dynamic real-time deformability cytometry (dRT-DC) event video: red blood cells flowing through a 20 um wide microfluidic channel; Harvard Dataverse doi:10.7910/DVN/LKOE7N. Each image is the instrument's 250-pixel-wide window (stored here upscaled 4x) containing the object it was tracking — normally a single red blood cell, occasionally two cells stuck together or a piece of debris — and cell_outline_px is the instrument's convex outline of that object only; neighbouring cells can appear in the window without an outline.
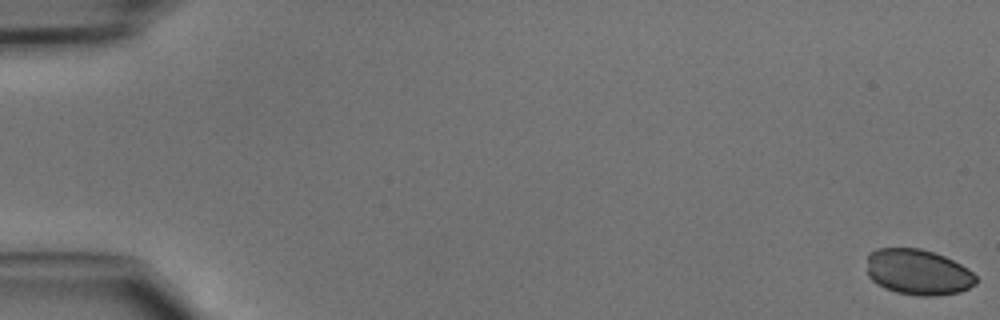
{"species": "common noctule bat (a hibernating species)", "species_latin": "Nyctalus noctula", "temperature_condition": "cold", "stored_images_in_passage": 48, "camera_frame_rate_fps": 3000, "um_per_image_px": 0.085, "animal": {"sex": "male", "body_mass_g": 15.6}, "frame": {"image": 1, "passage_image": 1, "time_ms": 0.0, "image_size_px": [1000, 320], "cell_outline_px": [[976, 284], [960, 292], [936, 296], [920, 296], [896, 292], [884, 288], [876, 284], [868, 276], [868, 256], [876, 248], [920, 248], [944, 256], [968, 268], [976, 276]], "centroid_in_image_um": [78.04, 23.14], "position_along_channel_um": 7.0, "area_um2": 29.07}}
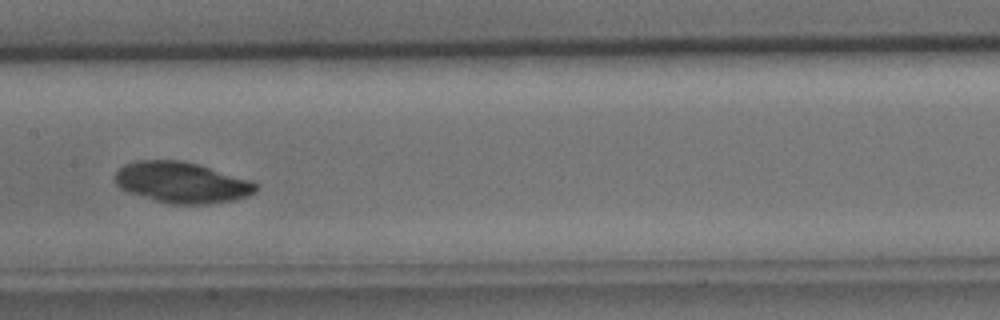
{"frame": {"image": 2, "passage_image": 25, "time_ms": 8.0, "image_size_px": [1000, 320], "cell_outline_px": [[256, 192], [248, 196], [232, 200], [208, 204], [168, 204], [128, 192], [120, 188], [116, 184], [116, 172], [124, 164], [136, 160], [180, 160], [196, 164], [252, 180], [256, 184]], "centroid_in_image_um": [15.44, 15.51], "position_along_channel_um": 192.0, "area_um2": 33.47}}
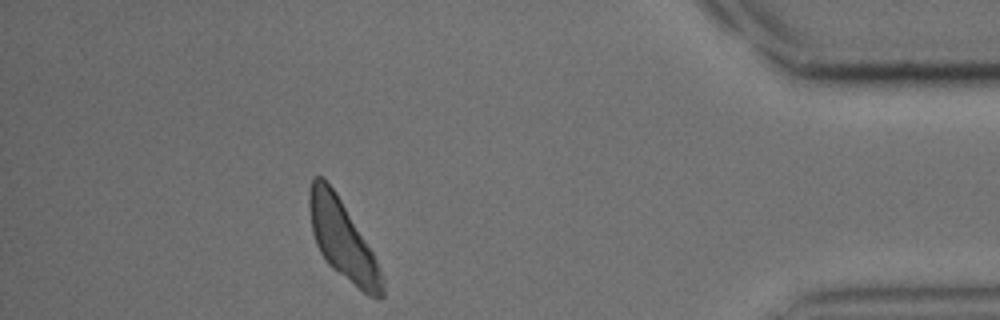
{"frame": {"image": 3, "passage_image": 43, "time_ms": 14.0, "image_size_px": [1000, 320], "cell_outline_px": [[384, 296], [368, 296], [332, 268], [328, 264], [320, 252], [316, 244], [312, 232], [308, 204], [308, 192], [312, 176], [324, 176], [336, 192], [372, 252], [376, 260], [384, 280]], "centroid_in_image_um": [29.08, 20.34], "position_along_channel_um": 406.1, "area_um2": 33.23}}